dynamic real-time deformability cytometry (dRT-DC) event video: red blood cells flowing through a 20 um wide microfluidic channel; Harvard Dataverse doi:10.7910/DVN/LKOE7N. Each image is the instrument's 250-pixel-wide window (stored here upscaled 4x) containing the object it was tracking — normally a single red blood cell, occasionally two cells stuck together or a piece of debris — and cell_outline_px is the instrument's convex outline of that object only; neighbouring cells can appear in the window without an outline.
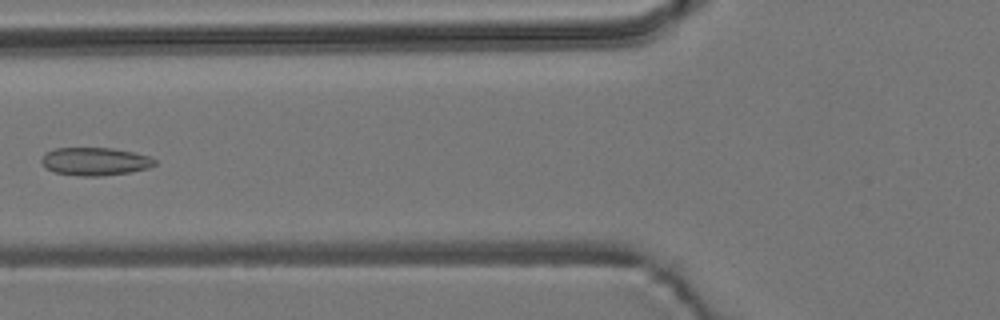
{"species": "common noctule bat (a hibernating species)", "species_latin": "Nyctalus noctula", "temperature_condition": "room temperature", "stored_images_in_passage": 6, "camera_frame_rate_fps": 3000, "um_per_image_px": 0.085, "animal": {"sex": "male", "body_mass_g": 19.2, "forearm_length_mm": 51.8}, "frame": {"image": 1, "passage_image": 6, "time_ms": 5.667, "image_size_px": [1000, 320], "cell_outline_px": [[156, 164], [148, 168], [132, 172], [100, 176], [80, 176], [56, 172], [44, 168], [40, 160], [44, 152], [56, 148], [112, 148], [152, 156], [156, 160]], "centroid_in_image_um": [8.07, 13.72], "position_along_channel_um": 117.7, "area_um2": 18.67}}